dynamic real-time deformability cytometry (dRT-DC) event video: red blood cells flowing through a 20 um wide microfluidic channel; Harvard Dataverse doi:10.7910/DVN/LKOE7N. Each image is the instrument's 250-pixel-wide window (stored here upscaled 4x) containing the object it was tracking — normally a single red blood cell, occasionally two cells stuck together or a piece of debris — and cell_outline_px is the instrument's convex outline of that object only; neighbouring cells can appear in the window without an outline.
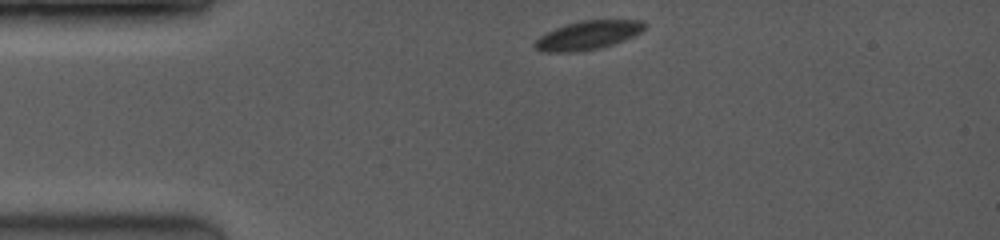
{"species": "common noctule bat (a hibernating species)", "species_latin": "Nyctalus noctula", "temperature_condition": "room temperature", "stored_images_in_passage": 71, "camera_frame_rate_fps": 3500, "um_per_image_px": 0.085, "animal": {"sex": "female", "body_mass_g": 19.0, "forearm_length_mm": 53.3}, "frame": {"image": 1, "passage_image": 1, "time_ms": 0.0, "image_size_px": [1000, 240], "cell_outline_px": [[644, 28], [640, 32], [624, 40], [600, 48], [572, 52], [544, 52], [536, 48], [536, 40], [540, 36], [556, 28], [580, 20], [640, 20], [644, 24]], "centroid_in_image_um": [49.97, 2.99], "position_along_channel_um": 35.0, "area_um2": 17.92}}
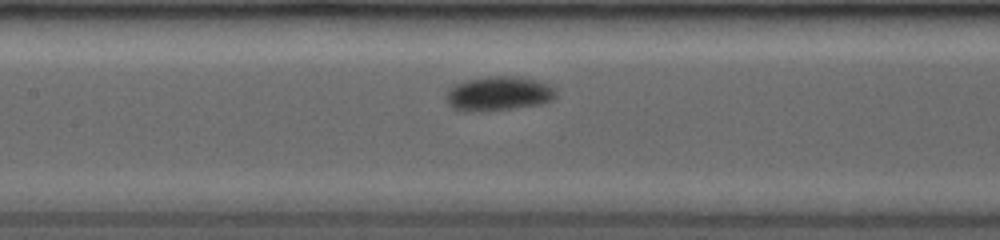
{"frame": {"image": 2, "passage_image": 34, "time_ms": 4.286, "image_size_px": [1000, 240], "cell_outline_px": [[556, 96], [552, 100], [544, 104], [480, 112], [460, 112], [452, 108], [448, 104], [448, 88], [464, 80], [488, 76], [512, 76], [532, 80], [548, 84], [556, 92]], "centroid_in_image_um": [42.34, 7.98], "position_along_channel_um": 165.1, "area_um2": 22.02}}
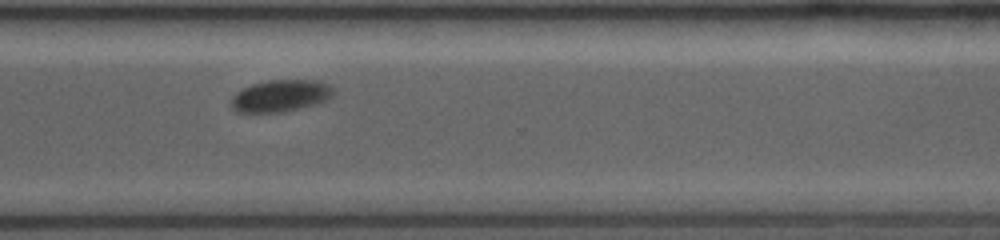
{"frame": {"image": 3, "passage_image": 70, "time_ms": 8.857, "image_size_px": [1000, 240], "cell_outline_px": [[336, 92], [328, 100], [316, 104], [284, 112], [236, 112], [232, 108], [232, 96], [236, 92], [252, 84], [268, 80], [320, 80], [332, 84]], "centroid_in_image_um": [23.92, 8.13], "position_along_channel_um": 346.7, "area_um2": 19.31}}